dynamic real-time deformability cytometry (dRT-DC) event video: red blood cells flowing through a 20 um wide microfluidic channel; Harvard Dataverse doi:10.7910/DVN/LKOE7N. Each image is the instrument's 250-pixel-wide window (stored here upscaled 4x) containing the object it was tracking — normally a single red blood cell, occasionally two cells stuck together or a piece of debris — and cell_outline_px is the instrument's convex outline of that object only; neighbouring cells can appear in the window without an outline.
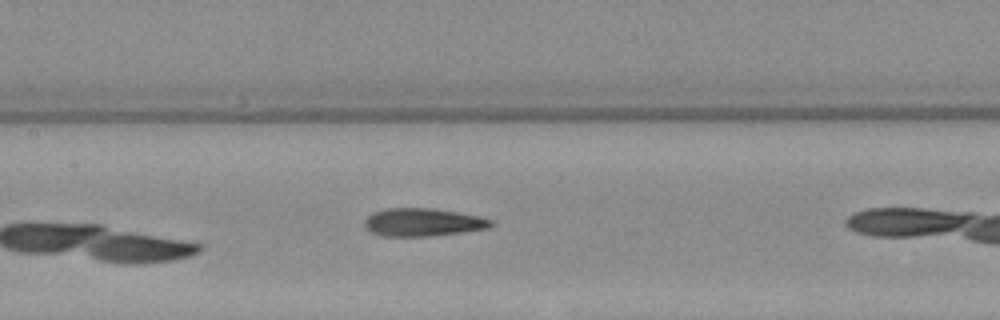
{"species": "Egyptian fruit bat (a non-hibernating species)", "species_latin": "Rousettus aegyptiacus", "temperature_condition": "warm", "stored_images_in_passage": 6, "camera_frame_rate_fps": 3000, "um_per_image_px": 0.085, "animal": {"sex": "female"}, "frame": {"image": 1, "passage_image": 5, "time_ms": 5.0, "image_size_px": [1000, 320], "cell_outline_px": [[496, 224], [488, 228], [464, 232], [432, 236], [384, 236], [372, 232], [364, 224], [364, 220], [372, 212], [384, 208], [428, 208], [456, 212], [480, 216], [492, 220]], "centroid_in_image_um": [35.97, 18.89], "position_along_channel_um": 171.4, "area_um2": 20.63}}